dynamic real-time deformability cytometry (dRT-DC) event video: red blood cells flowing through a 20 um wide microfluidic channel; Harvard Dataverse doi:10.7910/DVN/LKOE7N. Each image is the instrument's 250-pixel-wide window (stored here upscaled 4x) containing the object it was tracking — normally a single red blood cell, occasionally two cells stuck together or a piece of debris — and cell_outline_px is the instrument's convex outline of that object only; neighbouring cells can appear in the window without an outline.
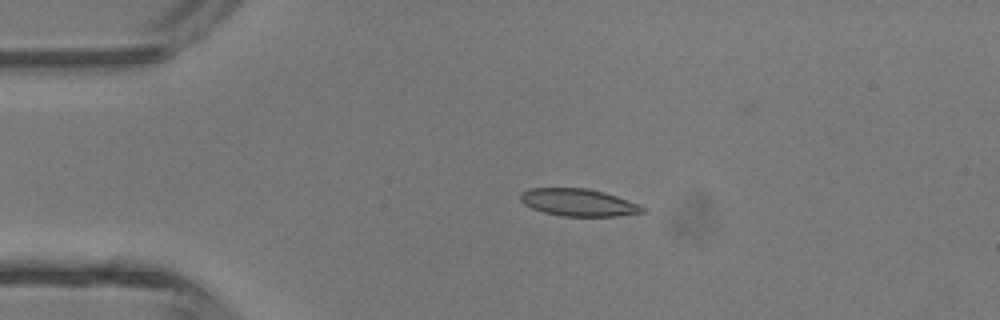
{"species": "common noctule bat (a hibernating species)", "species_latin": "Nyctalus noctula", "temperature_condition": "room temperature", "stored_images_in_passage": 5, "camera_frame_rate_fps": 3000, "um_per_image_px": 0.085, "animal": {"sex": "male", "body_mass_g": 13.3}, "frame": {"image": 1, "passage_image": 2, "time_ms": 0.333, "image_size_px": [1000, 320], "cell_outline_px": [[648, 212], [616, 216], [564, 216], [544, 212], [532, 208], [524, 204], [520, 200], [520, 192], [528, 188], [588, 188], [604, 192], [640, 204]], "centroid_in_image_um": [49.17, 17.2], "position_along_channel_um": 35.8, "area_um2": 19.54}}
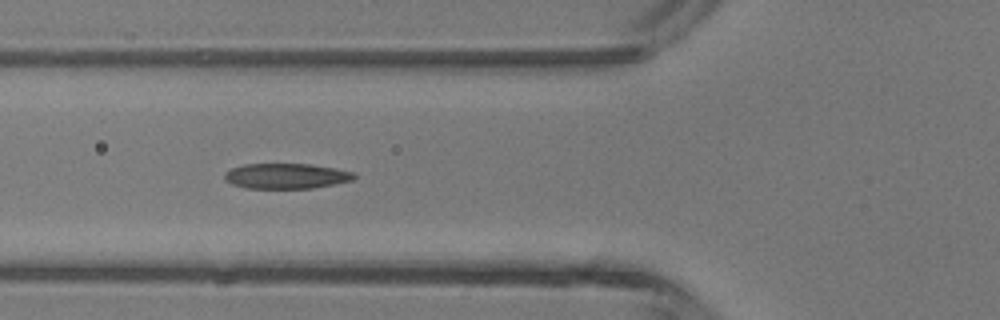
{"frame": {"image": 2, "passage_image": 4, "time_ms": 1.0, "image_size_px": [1000, 320], "cell_outline_px": [[356, 176], [352, 180], [312, 188], [248, 188], [232, 184], [224, 180], [224, 172], [232, 168], [244, 164], [312, 164], [336, 168], [356, 172]], "centroid_in_image_um": [24.33, 14.95], "position_along_channel_um": 101.5, "area_um2": 19.13}}
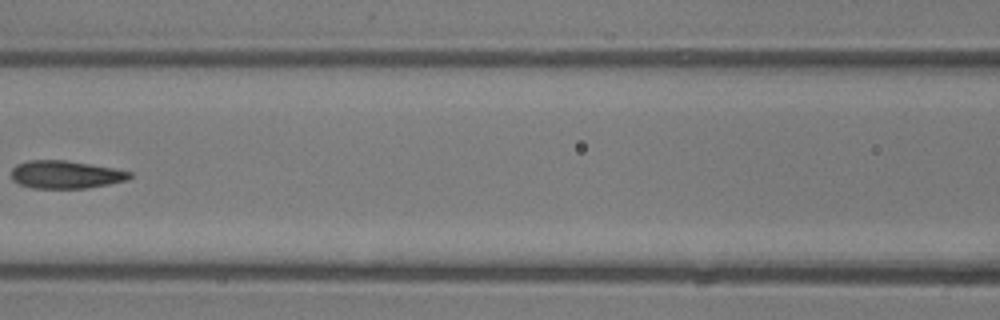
{"frame": {"image": 3, "passage_image": 5, "time_ms": 1.333, "image_size_px": [1000, 320], "cell_outline_px": [[132, 176], [128, 180], [108, 184], [84, 188], [32, 188], [20, 184], [12, 180], [12, 168], [16, 164], [28, 160], [64, 160], [112, 168], [132, 172]], "centroid_in_image_um": [5.55, 14.84], "position_along_channel_um": 161.0, "area_um2": 19.07}}